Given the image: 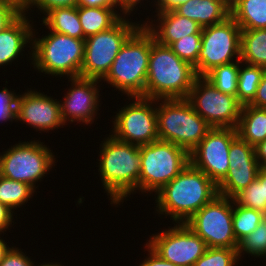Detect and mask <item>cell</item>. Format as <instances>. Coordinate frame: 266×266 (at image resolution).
I'll return each mask as SVG.
<instances>
[{"label": "cell", "instance_id": "11", "mask_svg": "<svg viewBox=\"0 0 266 266\" xmlns=\"http://www.w3.org/2000/svg\"><path fill=\"white\" fill-rule=\"evenodd\" d=\"M231 202V203H230ZM233 199L217 195L185 224L207 247L238 248L233 231Z\"/></svg>", "mask_w": 266, "mask_h": 266}, {"label": "cell", "instance_id": "24", "mask_svg": "<svg viewBox=\"0 0 266 266\" xmlns=\"http://www.w3.org/2000/svg\"><path fill=\"white\" fill-rule=\"evenodd\" d=\"M230 16L241 29H266V0H230Z\"/></svg>", "mask_w": 266, "mask_h": 266}, {"label": "cell", "instance_id": "14", "mask_svg": "<svg viewBox=\"0 0 266 266\" xmlns=\"http://www.w3.org/2000/svg\"><path fill=\"white\" fill-rule=\"evenodd\" d=\"M236 136L234 128H211L189 153L190 163L218 185L229 171V148Z\"/></svg>", "mask_w": 266, "mask_h": 266}, {"label": "cell", "instance_id": "15", "mask_svg": "<svg viewBox=\"0 0 266 266\" xmlns=\"http://www.w3.org/2000/svg\"><path fill=\"white\" fill-rule=\"evenodd\" d=\"M147 244L163 259L176 266H193L207 250L206 243L185 223L153 234Z\"/></svg>", "mask_w": 266, "mask_h": 266}, {"label": "cell", "instance_id": "36", "mask_svg": "<svg viewBox=\"0 0 266 266\" xmlns=\"http://www.w3.org/2000/svg\"><path fill=\"white\" fill-rule=\"evenodd\" d=\"M77 5L78 0H27L24 12L31 10L30 7L32 6H37V8L40 9L41 12H45L44 14L46 15L49 11L55 8L72 7Z\"/></svg>", "mask_w": 266, "mask_h": 266}, {"label": "cell", "instance_id": "38", "mask_svg": "<svg viewBox=\"0 0 266 266\" xmlns=\"http://www.w3.org/2000/svg\"><path fill=\"white\" fill-rule=\"evenodd\" d=\"M21 12L12 4L0 0V32Z\"/></svg>", "mask_w": 266, "mask_h": 266}, {"label": "cell", "instance_id": "50", "mask_svg": "<svg viewBox=\"0 0 266 266\" xmlns=\"http://www.w3.org/2000/svg\"><path fill=\"white\" fill-rule=\"evenodd\" d=\"M264 220L266 221V211L264 212Z\"/></svg>", "mask_w": 266, "mask_h": 266}, {"label": "cell", "instance_id": "43", "mask_svg": "<svg viewBox=\"0 0 266 266\" xmlns=\"http://www.w3.org/2000/svg\"><path fill=\"white\" fill-rule=\"evenodd\" d=\"M188 0H157L155 2L156 4V9L157 12H164L167 10H173L175 9L178 5L184 4Z\"/></svg>", "mask_w": 266, "mask_h": 266}, {"label": "cell", "instance_id": "1", "mask_svg": "<svg viewBox=\"0 0 266 266\" xmlns=\"http://www.w3.org/2000/svg\"><path fill=\"white\" fill-rule=\"evenodd\" d=\"M156 210L170 216L176 223L187 222L217 195V185L190 162L161 190L157 192Z\"/></svg>", "mask_w": 266, "mask_h": 266}, {"label": "cell", "instance_id": "10", "mask_svg": "<svg viewBox=\"0 0 266 266\" xmlns=\"http://www.w3.org/2000/svg\"><path fill=\"white\" fill-rule=\"evenodd\" d=\"M197 76H205L217 66L240 60L241 28L229 16L223 22L202 28Z\"/></svg>", "mask_w": 266, "mask_h": 266}, {"label": "cell", "instance_id": "37", "mask_svg": "<svg viewBox=\"0 0 266 266\" xmlns=\"http://www.w3.org/2000/svg\"><path fill=\"white\" fill-rule=\"evenodd\" d=\"M21 249L11 248L9 252L5 255L0 266H33V261L28 258L23 252L19 251Z\"/></svg>", "mask_w": 266, "mask_h": 266}, {"label": "cell", "instance_id": "39", "mask_svg": "<svg viewBox=\"0 0 266 266\" xmlns=\"http://www.w3.org/2000/svg\"><path fill=\"white\" fill-rule=\"evenodd\" d=\"M248 105L255 108H266V70L258 85L255 97Z\"/></svg>", "mask_w": 266, "mask_h": 266}, {"label": "cell", "instance_id": "7", "mask_svg": "<svg viewBox=\"0 0 266 266\" xmlns=\"http://www.w3.org/2000/svg\"><path fill=\"white\" fill-rule=\"evenodd\" d=\"M141 193L158 192L190 162L189 153L171 142L157 140L140 146Z\"/></svg>", "mask_w": 266, "mask_h": 266}, {"label": "cell", "instance_id": "29", "mask_svg": "<svg viewBox=\"0 0 266 266\" xmlns=\"http://www.w3.org/2000/svg\"><path fill=\"white\" fill-rule=\"evenodd\" d=\"M239 66L237 83V100L242 104H249L255 97L258 85L266 68L246 64L245 68Z\"/></svg>", "mask_w": 266, "mask_h": 266}, {"label": "cell", "instance_id": "9", "mask_svg": "<svg viewBox=\"0 0 266 266\" xmlns=\"http://www.w3.org/2000/svg\"><path fill=\"white\" fill-rule=\"evenodd\" d=\"M54 157L41 141L15 144L3 155L0 154V175L35 188V182L40 181L55 165Z\"/></svg>", "mask_w": 266, "mask_h": 266}, {"label": "cell", "instance_id": "46", "mask_svg": "<svg viewBox=\"0 0 266 266\" xmlns=\"http://www.w3.org/2000/svg\"><path fill=\"white\" fill-rule=\"evenodd\" d=\"M257 179L263 184L264 200L266 201V166L259 168Z\"/></svg>", "mask_w": 266, "mask_h": 266}, {"label": "cell", "instance_id": "32", "mask_svg": "<svg viewBox=\"0 0 266 266\" xmlns=\"http://www.w3.org/2000/svg\"><path fill=\"white\" fill-rule=\"evenodd\" d=\"M237 249L208 247L193 266H236L239 263Z\"/></svg>", "mask_w": 266, "mask_h": 266}, {"label": "cell", "instance_id": "35", "mask_svg": "<svg viewBox=\"0 0 266 266\" xmlns=\"http://www.w3.org/2000/svg\"><path fill=\"white\" fill-rule=\"evenodd\" d=\"M18 96L6 87L0 91V121L15 120Z\"/></svg>", "mask_w": 266, "mask_h": 266}, {"label": "cell", "instance_id": "19", "mask_svg": "<svg viewBox=\"0 0 266 266\" xmlns=\"http://www.w3.org/2000/svg\"><path fill=\"white\" fill-rule=\"evenodd\" d=\"M159 25L153 23L143 25L153 35L154 39L163 45L170 46L173 42L191 34H202V27L187 17L177 14L174 10L157 12ZM155 26V27H153ZM158 27V28H157Z\"/></svg>", "mask_w": 266, "mask_h": 266}, {"label": "cell", "instance_id": "26", "mask_svg": "<svg viewBox=\"0 0 266 266\" xmlns=\"http://www.w3.org/2000/svg\"><path fill=\"white\" fill-rule=\"evenodd\" d=\"M240 61L266 68V29H241Z\"/></svg>", "mask_w": 266, "mask_h": 266}, {"label": "cell", "instance_id": "33", "mask_svg": "<svg viewBox=\"0 0 266 266\" xmlns=\"http://www.w3.org/2000/svg\"><path fill=\"white\" fill-rule=\"evenodd\" d=\"M201 39V34H191L173 42L169 47L180 59L189 63L195 69L201 48Z\"/></svg>", "mask_w": 266, "mask_h": 266}, {"label": "cell", "instance_id": "42", "mask_svg": "<svg viewBox=\"0 0 266 266\" xmlns=\"http://www.w3.org/2000/svg\"><path fill=\"white\" fill-rule=\"evenodd\" d=\"M79 6L117 7V0H78Z\"/></svg>", "mask_w": 266, "mask_h": 266}, {"label": "cell", "instance_id": "3", "mask_svg": "<svg viewBox=\"0 0 266 266\" xmlns=\"http://www.w3.org/2000/svg\"><path fill=\"white\" fill-rule=\"evenodd\" d=\"M196 77L193 66L180 59L169 46L158 43L152 35L145 84L146 98H187Z\"/></svg>", "mask_w": 266, "mask_h": 266}, {"label": "cell", "instance_id": "12", "mask_svg": "<svg viewBox=\"0 0 266 266\" xmlns=\"http://www.w3.org/2000/svg\"><path fill=\"white\" fill-rule=\"evenodd\" d=\"M186 99L212 128L236 129L242 104L237 97L216 89L204 76L196 77Z\"/></svg>", "mask_w": 266, "mask_h": 266}, {"label": "cell", "instance_id": "6", "mask_svg": "<svg viewBox=\"0 0 266 266\" xmlns=\"http://www.w3.org/2000/svg\"><path fill=\"white\" fill-rule=\"evenodd\" d=\"M32 39L31 60L34 68L53 76L80 77L84 60L85 39L51 31L47 36Z\"/></svg>", "mask_w": 266, "mask_h": 266}, {"label": "cell", "instance_id": "20", "mask_svg": "<svg viewBox=\"0 0 266 266\" xmlns=\"http://www.w3.org/2000/svg\"><path fill=\"white\" fill-rule=\"evenodd\" d=\"M21 12L8 26L0 32V66L11 64L29 42L32 43L34 29Z\"/></svg>", "mask_w": 266, "mask_h": 266}, {"label": "cell", "instance_id": "21", "mask_svg": "<svg viewBox=\"0 0 266 266\" xmlns=\"http://www.w3.org/2000/svg\"><path fill=\"white\" fill-rule=\"evenodd\" d=\"M173 10L204 28L230 16V0H188Z\"/></svg>", "mask_w": 266, "mask_h": 266}, {"label": "cell", "instance_id": "4", "mask_svg": "<svg viewBox=\"0 0 266 266\" xmlns=\"http://www.w3.org/2000/svg\"><path fill=\"white\" fill-rule=\"evenodd\" d=\"M152 34L141 26L127 39L102 79L129 97H145Z\"/></svg>", "mask_w": 266, "mask_h": 266}, {"label": "cell", "instance_id": "28", "mask_svg": "<svg viewBox=\"0 0 266 266\" xmlns=\"http://www.w3.org/2000/svg\"><path fill=\"white\" fill-rule=\"evenodd\" d=\"M35 189L27 183L15 181L0 175V202L11 210L20 208L32 198Z\"/></svg>", "mask_w": 266, "mask_h": 266}, {"label": "cell", "instance_id": "27", "mask_svg": "<svg viewBox=\"0 0 266 266\" xmlns=\"http://www.w3.org/2000/svg\"><path fill=\"white\" fill-rule=\"evenodd\" d=\"M240 64H242L240 60H235L234 62L217 66L204 77L219 91L236 97Z\"/></svg>", "mask_w": 266, "mask_h": 266}, {"label": "cell", "instance_id": "5", "mask_svg": "<svg viewBox=\"0 0 266 266\" xmlns=\"http://www.w3.org/2000/svg\"><path fill=\"white\" fill-rule=\"evenodd\" d=\"M156 107L158 138L190 153L212 128L186 99H162Z\"/></svg>", "mask_w": 266, "mask_h": 266}, {"label": "cell", "instance_id": "17", "mask_svg": "<svg viewBox=\"0 0 266 266\" xmlns=\"http://www.w3.org/2000/svg\"><path fill=\"white\" fill-rule=\"evenodd\" d=\"M70 81L72 88L64 96V102L60 103L61 118L64 124L67 121L92 124L98 111V102H100L98 100L101 96L98 90L100 86L97 85L100 80L76 77L71 78Z\"/></svg>", "mask_w": 266, "mask_h": 266}, {"label": "cell", "instance_id": "22", "mask_svg": "<svg viewBox=\"0 0 266 266\" xmlns=\"http://www.w3.org/2000/svg\"><path fill=\"white\" fill-rule=\"evenodd\" d=\"M236 131L241 139L253 147L264 141L266 139V108L242 105Z\"/></svg>", "mask_w": 266, "mask_h": 266}, {"label": "cell", "instance_id": "40", "mask_svg": "<svg viewBox=\"0 0 266 266\" xmlns=\"http://www.w3.org/2000/svg\"><path fill=\"white\" fill-rule=\"evenodd\" d=\"M146 249H148V258L144 260L139 266H176L175 264L166 261L159 254H157L147 243Z\"/></svg>", "mask_w": 266, "mask_h": 266}, {"label": "cell", "instance_id": "48", "mask_svg": "<svg viewBox=\"0 0 266 266\" xmlns=\"http://www.w3.org/2000/svg\"><path fill=\"white\" fill-rule=\"evenodd\" d=\"M11 248L7 245V243L0 239V263L3 261L5 255L9 252Z\"/></svg>", "mask_w": 266, "mask_h": 266}, {"label": "cell", "instance_id": "13", "mask_svg": "<svg viewBox=\"0 0 266 266\" xmlns=\"http://www.w3.org/2000/svg\"><path fill=\"white\" fill-rule=\"evenodd\" d=\"M135 101L116 113L113 136L123 142L142 146L159 140L156 105L159 100L135 96Z\"/></svg>", "mask_w": 266, "mask_h": 266}, {"label": "cell", "instance_id": "25", "mask_svg": "<svg viewBox=\"0 0 266 266\" xmlns=\"http://www.w3.org/2000/svg\"><path fill=\"white\" fill-rule=\"evenodd\" d=\"M42 22L50 31L84 39L77 6L52 9L43 17Z\"/></svg>", "mask_w": 266, "mask_h": 266}, {"label": "cell", "instance_id": "30", "mask_svg": "<svg viewBox=\"0 0 266 266\" xmlns=\"http://www.w3.org/2000/svg\"><path fill=\"white\" fill-rule=\"evenodd\" d=\"M233 231L237 242L252 233L259 223L264 220V213L238 205L233 200Z\"/></svg>", "mask_w": 266, "mask_h": 266}, {"label": "cell", "instance_id": "41", "mask_svg": "<svg viewBox=\"0 0 266 266\" xmlns=\"http://www.w3.org/2000/svg\"><path fill=\"white\" fill-rule=\"evenodd\" d=\"M13 219V211L0 202V232L4 233L10 227Z\"/></svg>", "mask_w": 266, "mask_h": 266}, {"label": "cell", "instance_id": "18", "mask_svg": "<svg viewBox=\"0 0 266 266\" xmlns=\"http://www.w3.org/2000/svg\"><path fill=\"white\" fill-rule=\"evenodd\" d=\"M23 121L38 131H49L65 125L60 101L37 91L18 95L15 121Z\"/></svg>", "mask_w": 266, "mask_h": 266}, {"label": "cell", "instance_id": "47", "mask_svg": "<svg viewBox=\"0 0 266 266\" xmlns=\"http://www.w3.org/2000/svg\"><path fill=\"white\" fill-rule=\"evenodd\" d=\"M2 1L8 2V3L14 5L20 12L25 11V6H26L27 0H2Z\"/></svg>", "mask_w": 266, "mask_h": 266}, {"label": "cell", "instance_id": "8", "mask_svg": "<svg viewBox=\"0 0 266 266\" xmlns=\"http://www.w3.org/2000/svg\"><path fill=\"white\" fill-rule=\"evenodd\" d=\"M140 26L123 16L110 29L86 38L80 77L102 81L123 44Z\"/></svg>", "mask_w": 266, "mask_h": 266}, {"label": "cell", "instance_id": "2", "mask_svg": "<svg viewBox=\"0 0 266 266\" xmlns=\"http://www.w3.org/2000/svg\"><path fill=\"white\" fill-rule=\"evenodd\" d=\"M109 137L101 143L98 170L111 204L120 205L134 190H139L140 146L120 141L112 134Z\"/></svg>", "mask_w": 266, "mask_h": 266}, {"label": "cell", "instance_id": "49", "mask_svg": "<svg viewBox=\"0 0 266 266\" xmlns=\"http://www.w3.org/2000/svg\"><path fill=\"white\" fill-rule=\"evenodd\" d=\"M33 266H35L34 264H33ZM39 266H62L61 264H59V263H55V264H53L52 262L50 263H47V264H41V265H39ZM64 266V265H63Z\"/></svg>", "mask_w": 266, "mask_h": 266}, {"label": "cell", "instance_id": "44", "mask_svg": "<svg viewBox=\"0 0 266 266\" xmlns=\"http://www.w3.org/2000/svg\"><path fill=\"white\" fill-rule=\"evenodd\" d=\"M255 156L260 167L266 166V139L255 146Z\"/></svg>", "mask_w": 266, "mask_h": 266}, {"label": "cell", "instance_id": "31", "mask_svg": "<svg viewBox=\"0 0 266 266\" xmlns=\"http://www.w3.org/2000/svg\"><path fill=\"white\" fill-rule=\"evenodd\" d=\"M238 258L242 256V252L251 256L266 257V221L262 220L257 228L251 234L246 236L239 242Z\"/></svg>", "mask_w": 266, "mask_h": 266}, {"label": "cell", "instance_id": "45", "mask_svg": "<svg viewBox=\"0 0 266 266\" xmlns=\"http://www.w3.org/2000/svg\"><path fill=\"white\" fill-rule=\"evenodd\" d=\"M140 2L141 0H117V6L121 7L122 10L120 12L126 17V15L131 14V11H133L136 5Z\"/></svg>", "mask_w": 266, "mask_h": 266}, {"label": "cell", "instance_id": "16", "mask_svg": "<svg viewBox=\"0 0 266 266\" xmlns=\"http://www.w3.org/2000/svg\"><path fill=\"white\" fill-rule=\"evenodd\" d=\"M229 171L217 185L218 195L233 199L257 178L259 163L255 147L238 135L231 141L229 148Z\"/></svg>", "mask_w": 266, "mask_h": 266}, {"label": "cell", "instance_id": "23", "mask_svg": "<svg viewBox=\"0 0 266 266\" xmlns=\"http://www.w3.org/2000/svg\"><path fill=\"white\" fill-rule=\"evenodd\" d=\"M115 8L117 7H87L77 5L84 39L114 26L122 18V15Z\"/></svg>", "mask_w": 266, "mask_h": 266}, {"label": "cell", "instance_id": "34", "mask_svg": "<svg viewBox=\"0 0 266 266\" xmlns=\"http://www.w3.org/2000/svg\"><path fill=\"white\" fill-rule=\"evenodd\" d=\"M233 200L246 208L266 211V201L264 200L263 184L256 178L245 189L239 192Z\"/></svg>", "mask_w": 266, "mask_h": 266}]
</instances>
